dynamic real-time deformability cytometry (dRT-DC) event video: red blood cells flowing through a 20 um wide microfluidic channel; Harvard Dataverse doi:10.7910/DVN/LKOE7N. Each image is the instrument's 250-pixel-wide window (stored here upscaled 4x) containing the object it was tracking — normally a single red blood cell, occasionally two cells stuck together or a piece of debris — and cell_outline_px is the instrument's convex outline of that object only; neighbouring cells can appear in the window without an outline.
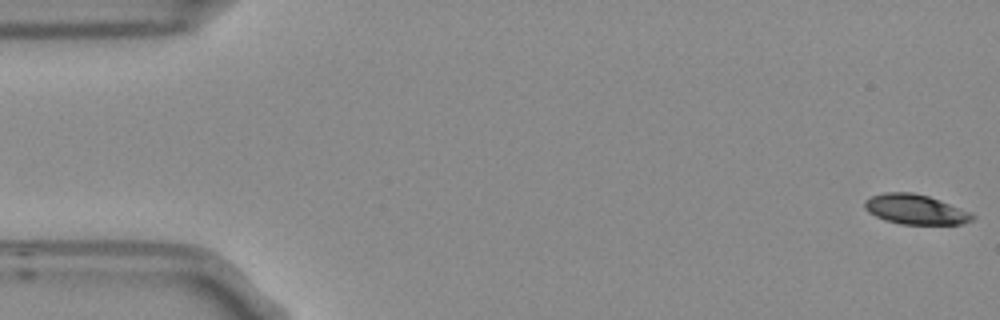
{"species": "Egyptian fruit bat (a non-hibernating species)", "species_latin": "Rousettus aegyptiacus", "temperature_condition": "room temperature", "stored_images_in_passage": 5, "camera_frame_rate_fps": 3000, "um_per_image_px": 0.085, "frame": {"image": 1, "passage_image": 1, "time_ms": 0.0, "image_size_px": [1000, 320], "cell_outline_px": [[976, 216], [972, 220], [960, 224], [900, 224], [884, 220], [868, 212], [864, 208], [864, 200], [872, 196], [884, 192], [912, 192], [928, 196], [940, 200], [968, 212]], "centroid_in_image_um": [77.75, 17.79], "position_along_channel_um": 7.2, "area_um2": 18.61}}
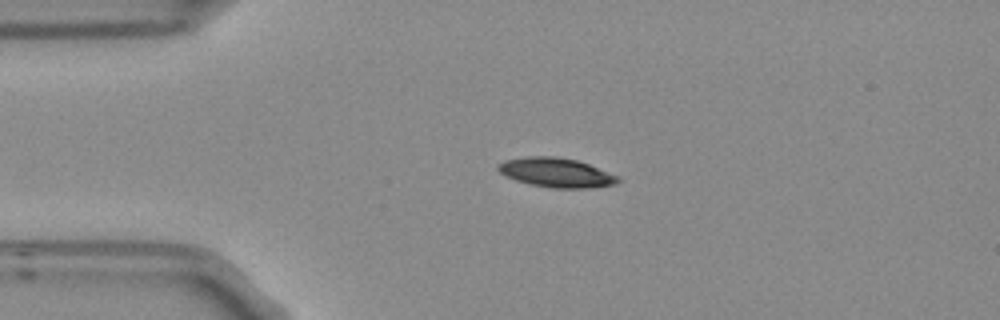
{"frame": {"image": 2, "passage_image": 4, "time_ms": 1.0, "image_size_px": [1000, 320], "cell_outline_px": [[620, 180], [616, 184], [584, 188], [552, 188], [528, 184], [516, 180], [500, 172], [496, 168], [496, 164], [504, 160], [528, 156], [556, 156], [576, 160], [588, 164], [620, 176]], "centroid_in_image_um": [47.26, 14.66], "position_along_channel_um": 37.7, "area_um2": 20.52}}